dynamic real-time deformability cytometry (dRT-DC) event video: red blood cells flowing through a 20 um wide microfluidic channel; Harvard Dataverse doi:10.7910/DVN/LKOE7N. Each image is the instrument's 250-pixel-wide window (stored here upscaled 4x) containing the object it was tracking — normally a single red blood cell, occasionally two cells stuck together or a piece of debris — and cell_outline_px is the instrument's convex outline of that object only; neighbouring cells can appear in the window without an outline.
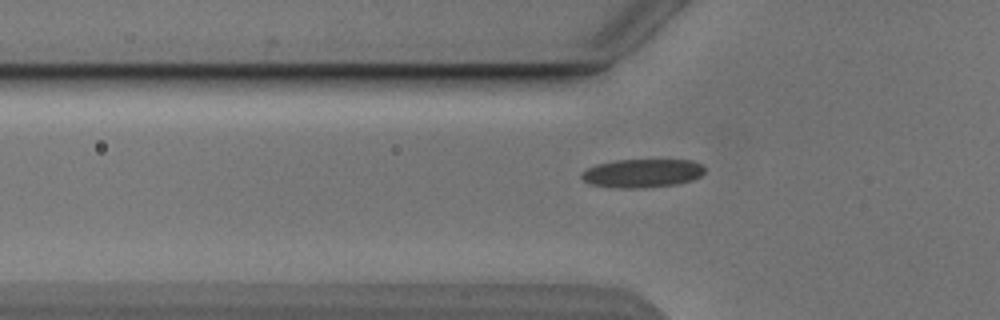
{"species": "Egyptian fruit bat (a non-hibernating species)", "species_latin": "Rousettus aegyptiacus", "temperature_condition": "cold", "stored_images_in_passage": 36, "camera_frame_rate_fps": 3000, "um_per_image_px": 0.085, "animal": {"sex": "male"}, "frame": {"image": 1, "passage_image": 4, "time_ms": 1.0, "image_size_px": [1000, 320], "cell_outline_px": [[704, 172], [700, 176], [692, 180], [676, 184], [644, 188], [612, 188], [588, 184], [580, 176], [580, 172], [596, 164], [616, 160], [692, 160], [700, 164], [704, 168]], "centroid_in_image_um": [54.54, 14.73], "position_along_channel_um": 71.3, "area_um2": 20.63}}
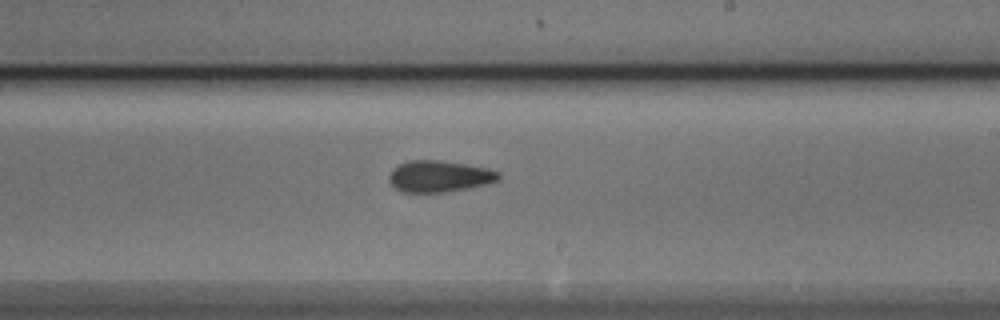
{"frame": {"image": 2, "passage_image": 18, "time_ms": 5.667, "image_size_px": [1000, 320], "cell_outline_px": [[500, 180], [488, 184], [472, 188], [444, 192], [404, 192], [396, 188], [388, 180], [388, 176], [392, 168], [400, 164], [412, 160], [440, 160], [488, 168], [500, 172]], "centroid_in_image_um": [37.37, 14.99], "position_along_channel_um": 251.6, "area_um2": 20.23}}
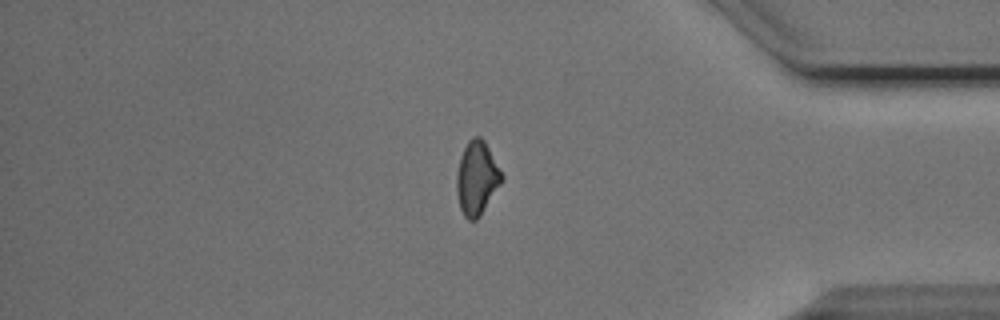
{"frame": {"image": 3, "passage_image": 31, "time_ms": 10.0, "image_size_px": [1000, 320], "cell_outline_px": [[504, 180], [480, 216], [476, 220], [468, 220], [464, 216], [460, 208], [456, 188], [456, 176], [460, 156], [468, 140], [472, 136], [480, 136], [484, 140], [504, 176]], "centroid_in_image_um": [40.54, 15.14], "position_along_channel_um": 394.7, "area_um2": 19.48}}